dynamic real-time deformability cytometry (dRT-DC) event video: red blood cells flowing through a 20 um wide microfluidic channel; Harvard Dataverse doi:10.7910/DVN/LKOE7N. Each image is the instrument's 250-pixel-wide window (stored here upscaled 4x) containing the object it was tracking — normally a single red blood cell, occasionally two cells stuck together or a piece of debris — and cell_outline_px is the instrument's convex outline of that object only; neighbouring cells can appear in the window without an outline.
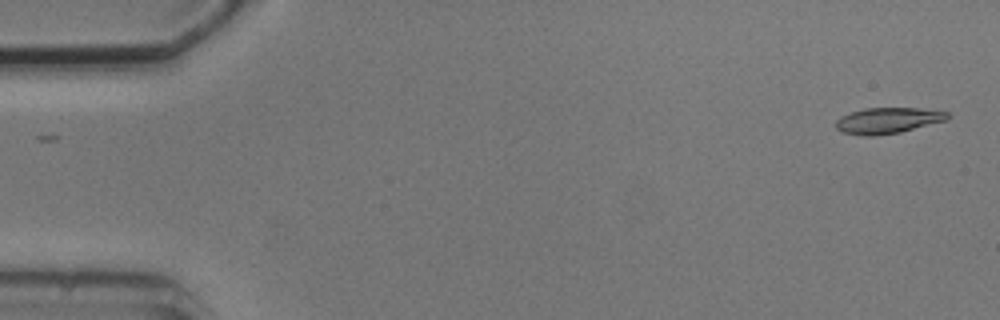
{"species": "common noctule bat (a hibernating species)", "species_latin": "Nyctalus noctula", "temperature_condition": "cold", "stored_images_in_passage": 5, "camera_frame_rate_fps": 3000, "um_per_image_px": 0.085, "animal": {"sex": "male", "body_mass_g": 20.5, "forearm_length_mm": 52.5}, "frame": {"image": 1, "passage_image": 1, "time_ms": 0.0, "image_size_px": [1000, 320], "cell_outline_px": [[948, 120], [900, 132], [872, 136], [864, 136], [840, 132], [836, 128], [836, 120], [840, 116], [864, 108], [916, 108], [948, 112]], "centroid_in_image_um": [75.43, 10.25], "position_along_channel_um": 9.6, "area_um2": 16.82}}
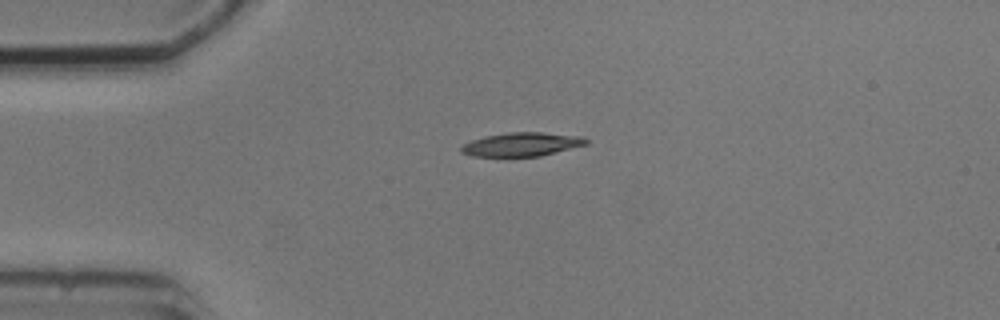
{"frame": {"image": 2, "passage_image": 4, "time_ms": 3.667, "image_size_px": [1000, 320], "cell_outline_px": [[588, 144], [540, 156], [472, 156], [460, 152], [460, 148], [464, 144], [472, 140], [484, 136], [508, 132], [544, 132], [584, 136], [588, 140]], "centroid_in_image_um": [44.37, 12.26], "position_along_channel_um": 40.6, "area_um2": 17.34}}